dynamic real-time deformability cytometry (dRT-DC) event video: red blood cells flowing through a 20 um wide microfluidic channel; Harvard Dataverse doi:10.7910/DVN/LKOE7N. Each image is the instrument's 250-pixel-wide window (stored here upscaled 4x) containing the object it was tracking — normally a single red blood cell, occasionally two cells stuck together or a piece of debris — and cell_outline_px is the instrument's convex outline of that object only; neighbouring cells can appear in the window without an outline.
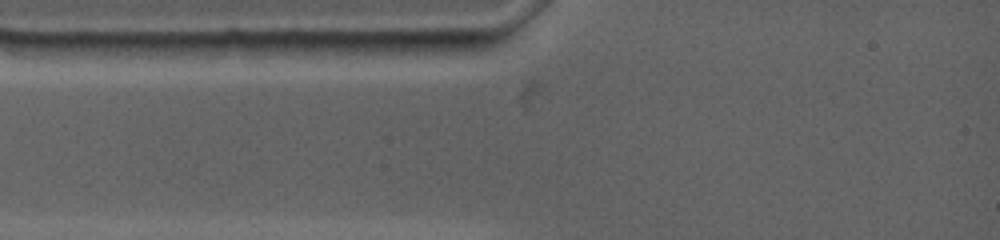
{"species": "common noctule bat (a hibernating species)", "species_latin": "Nyctalus noctula", "temperature_condition": "warm", "stored_images_in_passage": 2, "camera_frame_rate_fps": 4500, "um_per_image_px": 0.085, "animal": {"sex": "female", "body_mass_g": 19.0, "forearm_length_mm": 53.3}, "frame": {"image": 1, "passage_image": 1, "time_ms": 0.0, "image_size_px": [1000, 240], "cell_outline_px": [[196, 44], [188, 52], [152, 60], [56, 60], [40, 52], [32, 44], [32, 40], [88, 40]], "centroid_in_image_um": [9.23, 4.24], "position_along_channel_um": 75.8, "area_um2": 19.25}}